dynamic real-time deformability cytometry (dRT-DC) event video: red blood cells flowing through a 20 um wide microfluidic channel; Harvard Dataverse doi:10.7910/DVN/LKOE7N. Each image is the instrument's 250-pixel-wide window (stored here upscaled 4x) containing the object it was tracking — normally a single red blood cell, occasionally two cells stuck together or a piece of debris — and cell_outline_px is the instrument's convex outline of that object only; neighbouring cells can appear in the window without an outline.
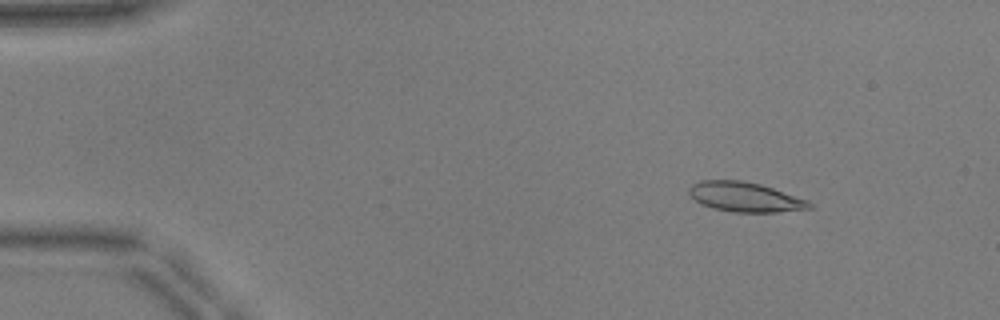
{"species": "common noctule bat (a hibernating species)", "species_latin": "Nyctalus noctula", "temperature_condition": "warm", "stored_images_in_passage": 52, "camera_frame_rate_fps": 3000, "um_per_image_px": 0.085, "animal": {"sex": "male", "body_mass_g": 17.9, "forearm_length_mm": 54.2}, "frame": {"image": 1, "passage_image": 7, "time_ms": 2.0, "image_size_px": [1000, 320], "cell_outline_px": [[816, 208], [776, 212], [732, 212], [712, 208], [696, 200], [688, 192], [688, 188], [692, 184], [700, 180], [740, 180], [760, 184], [808, 200]], "centroid_in_image_um": [63.35, 16.74], "position_along_channel_um": 21.7, "area_um2": 20.75}}
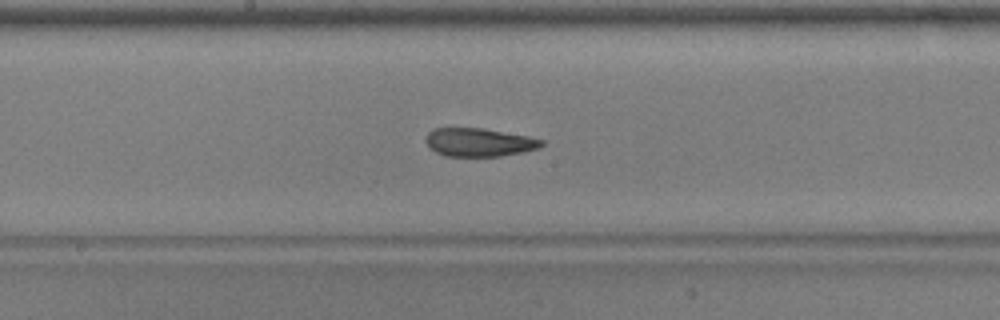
{"frame": {"image": 2, "passage_image": 28, "time_ms": 9.0, "image_size_px": [1000, 320], "cell_outline_px": [[544, 144], [540, 148], [524, 152], [500, 156], [444, 156], [428, 148], [424, 140], [424, 136], [432, 128], [484, 128], [528, 136], [544, 140]], "centroid_in_image_um": [40.69, 12.09], "position_along_channel_um": 207.5, "area_um2": 19.48}}
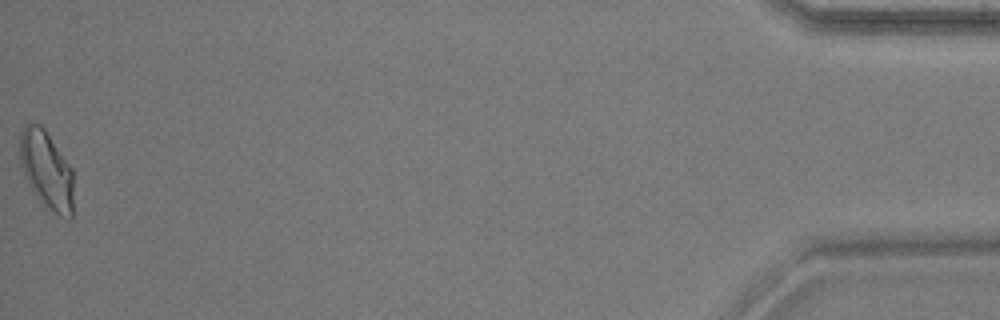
{"frame": {"image": 3, "passage_image": 52, "time_ms": 17.0, "image_size_px": [1000, 320], "cell_outline_px": [[72, 216], [68, 220], [60, 216], [44, 204], [40, 200], [24, 176], [20, 164], [20, 132], [24, 124], [40, 124], [44, 128], [72, 168]], "centroid_in_image_um": [3.94, 14.42], "position_along_channel_um": 431.3, "area_um2": 24.04}, "authors_computed_cell_mechanics": {"area_um2": 20.5479, "velocity_mm_per_s": 3.9331, "shape_relaxation_time_tau1_ms": 5.2348, "shape_relaxation_time_tau2_ms": 1.872, "deformation_change_tau1": 0.1786, "deformation_change_tau2": 0.0934}}